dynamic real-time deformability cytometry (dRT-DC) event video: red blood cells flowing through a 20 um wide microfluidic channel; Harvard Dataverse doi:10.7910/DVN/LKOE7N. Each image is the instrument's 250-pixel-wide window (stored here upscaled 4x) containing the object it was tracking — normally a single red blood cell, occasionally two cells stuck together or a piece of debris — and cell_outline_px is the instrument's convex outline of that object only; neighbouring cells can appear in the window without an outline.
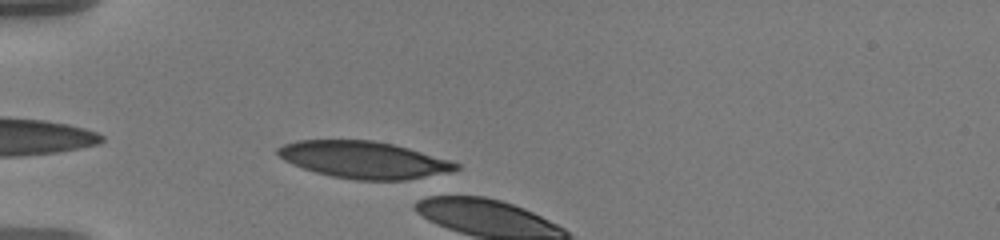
{"species": "human", "species_latin": "Homo sapiens", "temperature_condition": "warm", "stored_images_in_passage": 5, "camera_frame_rate_fps": 3000, "um_per_image_px": 0.085, "donor": {"sex": "male"}, "frame": {"image": 1, "passage_image": 3, "time_ms": 0.667, "image_size_px": [1000, 240], "cell_outline_px": [[460, 168], [448, 172], [408, 180], [356, 180], [332, 176], [316, 172], [292, 164], [284, 160], [276, 152], [276, 148], [284, 144], [300, 140], [372, 140], [396, 144], [448, 160], [460, 164]], "centroid_in_image_um": [30.92, 13.58], "position_along_channel_um": 54.1, "area_um2": 38.26}}